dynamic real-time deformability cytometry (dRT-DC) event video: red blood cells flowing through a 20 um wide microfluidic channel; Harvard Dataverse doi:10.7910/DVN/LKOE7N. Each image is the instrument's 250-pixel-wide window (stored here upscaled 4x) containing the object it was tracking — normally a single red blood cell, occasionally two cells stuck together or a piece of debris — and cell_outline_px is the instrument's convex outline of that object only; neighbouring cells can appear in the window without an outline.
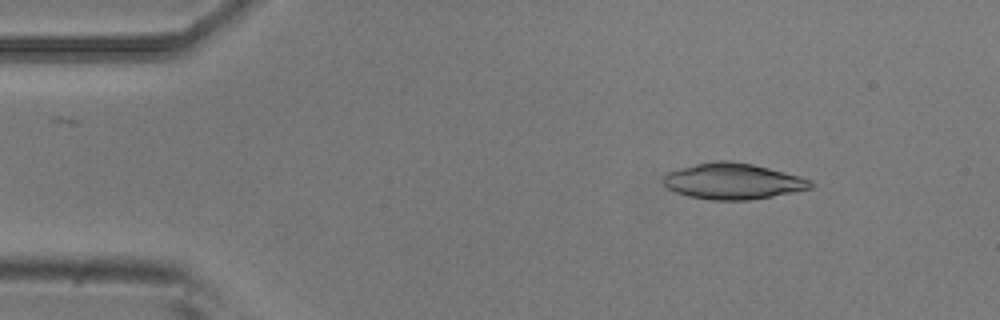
{"species": "common noctule bat (a hibernating species)", "species_latin": "Nyctalus noctula", "temperature_condition": "room temperature", "stored_images_in_passage": 4, "camera_frame_rate_fps": 3000, "um_per_image_px": 0.085, "animal": {"sex": "male", "body_mass_g": 20.5, "forearm_length_mm": 52.5}, "frame": {"image": 1, "passage_image": 2, "time_ms": 0.333, "image_size_px": [1000, 320], "cell_outline_px": [[812, 188], [752, 200], [712, 200], [688, 196], [676, 192], [668, 188], [664, 184], [664, 176], [668, 172], [680, 168], [712, 160], [728, 160], [752, 164], [800, 176], [812, 180]], "centroid_in_image_um": [62.3, 15.4], "position_along_channel_um": 22.7, "area_um2": 30.75}}